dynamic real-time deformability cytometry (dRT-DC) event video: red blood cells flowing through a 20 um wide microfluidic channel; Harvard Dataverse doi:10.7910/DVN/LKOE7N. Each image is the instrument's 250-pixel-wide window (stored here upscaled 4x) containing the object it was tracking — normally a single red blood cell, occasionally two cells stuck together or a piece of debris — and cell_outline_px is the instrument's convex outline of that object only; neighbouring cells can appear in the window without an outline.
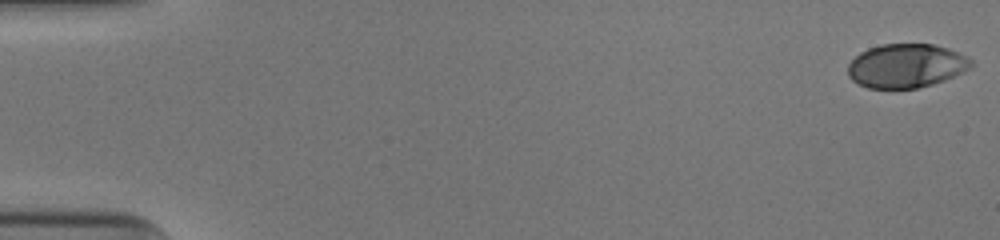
{"species": "human", "species_latin": "Homo sapiens", "temperature_condition": "cold", "stored_images_in_passage": 52, "camera_frame_rate_fps": 3000, "um_per_image_px": 0.085, "donor": {"sex": "male"}, "frame": {"image": 1, "passage_image": 1, "time_ms": 0.0, "image_size_px": [1000, 240], "cell_outline_px": [[972, 68], [964, 72], [944, 80], [932, 84], [916, 88], [868, 88], [852, 80], [848, 76], [848, 64], [860, 52], [868, 48], [880, 44], [932, 44], [948, 48], [968, 56], [972, 60]], "centroid_in_image_um": [77.05, 5.58], "position_along_channel_um": 8.0, "area_um2": 31.62}}
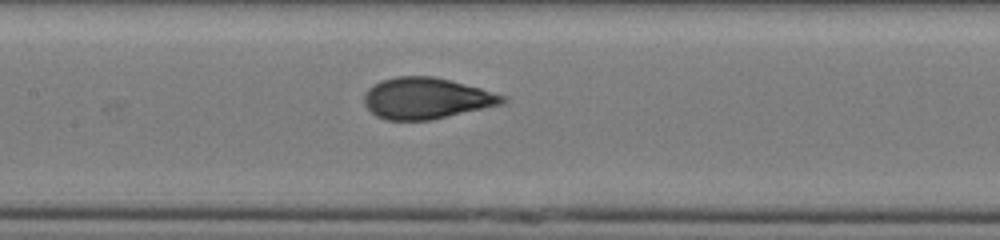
{"frame": {"image": 2, "passage_image": 26, "time_ms": 8.333, "image_size_px": [1000, 240], "cell_outline_px": [[508, 100], [504, 104], [432, 120], [388, 120], [376, 116], [364, 104], [364, 92], [372, 84], [380, 80], [396, 76], [432, 76], [480, 88], [508, 96]], "centroid_in_image_um": [36.24, 8.36], "position_along_channel_um": 171.2, "area_um2": 33.47}}
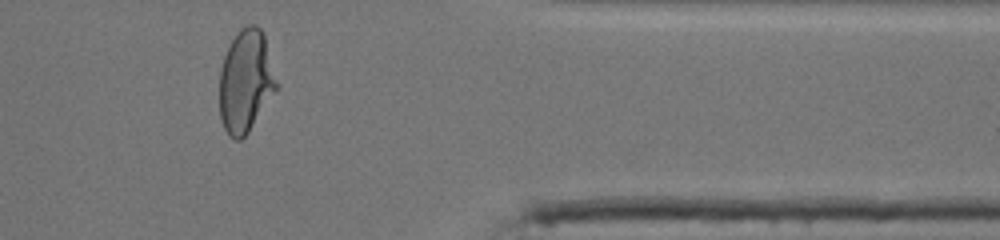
{"frame": {"image": 3, "passage_image": 44, "time_ms": 14.333, "image_size_px": [1000, 240], "cell_outline_px": [[280, 84], [248, 132], [240, 140], [236, 140], [228, 136], [224, 128], [220, 116], [220, 68], [224, 56], [232, 40], [240, 28], [248, 24], [256, 24], [260, 28], [264, 36]], "centroid_in_image_um": [20.9, 6.89], "position_along_channel_um": 390.5, "area_um2": 34.16}, "authors_computed_cell_mechanics": {"area_um2": 32.8304, "velocity_mm_per_s": 3.9509, "shape_relaxation_time_tau1_ms": 4.987, "shape_relaxation_time_tau2_ms": null, "deformation_change_tau1": 0.2143, "deformation_change_tau2": null}}